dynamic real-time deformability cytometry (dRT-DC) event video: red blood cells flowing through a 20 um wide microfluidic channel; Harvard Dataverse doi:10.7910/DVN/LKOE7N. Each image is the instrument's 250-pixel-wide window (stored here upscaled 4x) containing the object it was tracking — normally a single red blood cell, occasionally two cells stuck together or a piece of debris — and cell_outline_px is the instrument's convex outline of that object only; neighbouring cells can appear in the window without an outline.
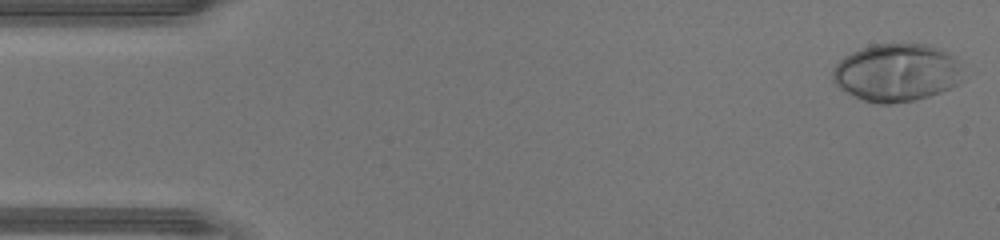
{"species": "human", "species_latin": "Homo sapiens", "temperature_condition": "warm", "stored_images_in_passage": 45, "camera_frame_rate_fps": 3000, "um_per_image_px": 0.085, "donor": {"sex": "male"}, "frame": {"image": 1, "passage_image": 1, "time_ms": 0.0, "image_size_px": [1000, 240], "cell_outline_px": [[960, 84], [940, 92], [916, 100], [888, 104], [880, 104], [864, 100], [840, 88], [832, 80], [832, 68], [844, 56], [860, 48], [872, 44], [928, 44], [952, 56], [956, 60], [960, 68]], "centroid_in_image_um": [76.18, 6.17], "position_along_channel_um": 8.8, "area_um2": 43.58}}
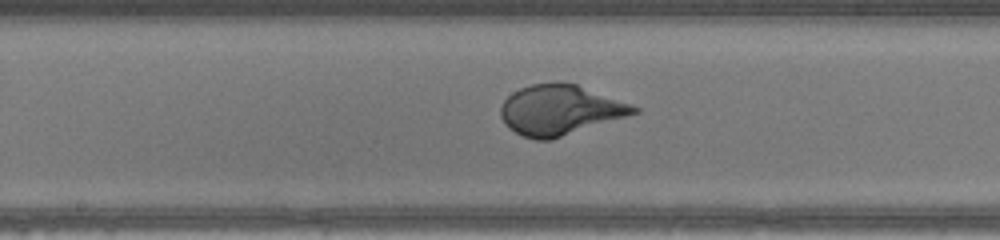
{"frame": {"image": 2, "passage_image": 23, "time_ms": 7.333, "image_size_px": [1000, 240], "cell_outline_px": [[640, 112], [628, 116], [548, 140], [536, 140], [524, 136], [508, 128], [504, 124], [500, 116], [500, 108], [504, 100], [512, 92], [520, 88], [532, 84], [576, 84], [640, 108]], "centroid_in_image_um": [47.56, 9.37], "position_along_channel_um": 200.6, "area_um2": 38.03}}
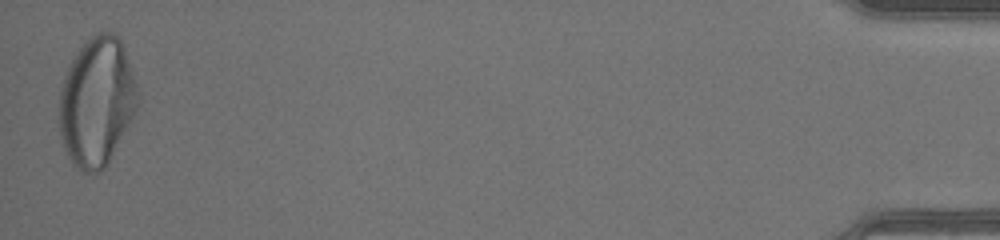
{"frame": {"image": 3, "passage_image": 45, "time_ms": 14.667, "image_size_px": [1000, 240], "cell_outline_px": [[140, 96], [136, 108], [108, 164], [100, 172], [80, 172], [72, 164], [64, 148], [60, 136], [60, 92], [64, 76], [76, 52], [96, 32], [116, 32], [124, 48], [140, 92]], "centroid_in_image_um": [8.23, 8.66], "position_along_channel_um": 427.0, "area_um2": 58.78}, "authors_computed_cell_mechanics": {"area_um2": 40.6334, "velocity_mm_per_s": 4.4775, "shape_relaxation_time_tau1_ms": 2.8876, "shape_relaxation_time_tau2_ms": null, "deformation_change_tau1": 0.2386, "deformation_change_tau2": null}}